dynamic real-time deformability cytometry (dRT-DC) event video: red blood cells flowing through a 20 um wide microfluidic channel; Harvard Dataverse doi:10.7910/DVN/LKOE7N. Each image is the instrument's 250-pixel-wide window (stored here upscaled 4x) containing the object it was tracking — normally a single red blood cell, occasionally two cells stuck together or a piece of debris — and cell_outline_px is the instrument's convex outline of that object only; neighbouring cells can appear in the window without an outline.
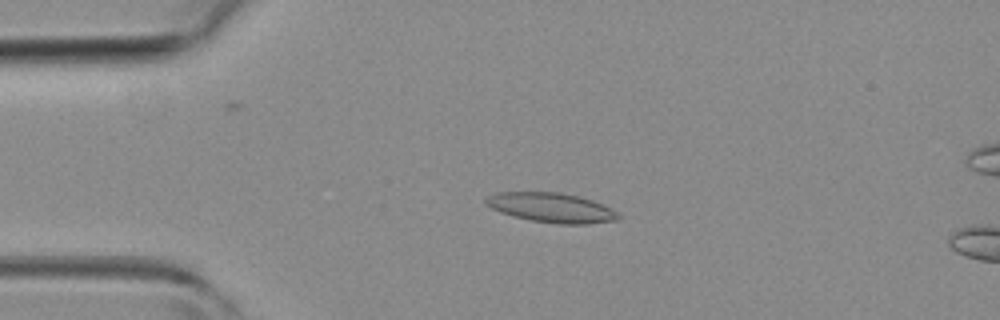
{"species": "common noctule bat (a hibernating species)", "species_latin": "Nyctalus noctula", "temperature_condition": "room temperature", "stored_images_in_passage": 8, "camera_frame_rate_fps": 3000, "um_per_image_px": 0.085, "animal": {"sex": "female", "body_mass_g": 19.3, "forearm_length_mm": 54.1}, "frame": {"image": 1, "passage_image": 5, "time_ms": 1.333, "image_size_px": [1000, 320], "cell_outline_px": [[620, 216], [616, 220], [588, 224], [560, 224], [532, 220], [512, 216], [500, 212], [484, 204], [484, 200], [488, 196], [496, 192], [560, 192], [580, 196], [592, 200], [612, 208]], "centroid_in_image_um": [46.85, 17.64], "position_along_channel_um": 38.1, "area_um2": 22.89}}